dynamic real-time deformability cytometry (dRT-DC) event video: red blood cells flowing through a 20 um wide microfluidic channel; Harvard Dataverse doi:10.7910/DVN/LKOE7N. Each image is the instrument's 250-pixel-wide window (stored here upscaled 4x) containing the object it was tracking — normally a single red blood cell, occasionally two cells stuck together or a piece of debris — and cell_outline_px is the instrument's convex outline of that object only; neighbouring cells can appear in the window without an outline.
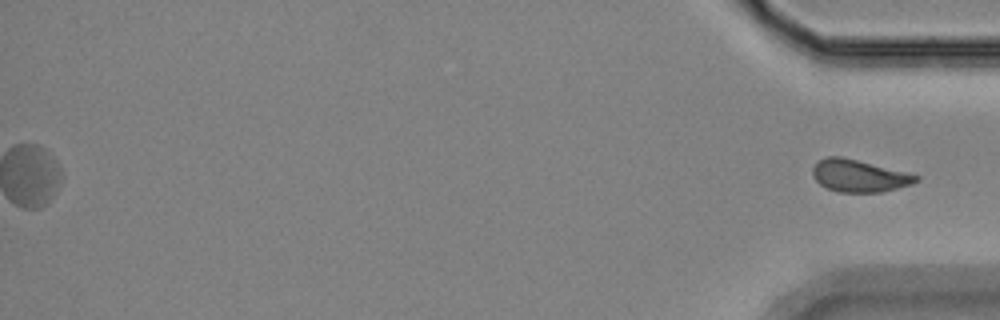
{"species": "Egyptian fruit bat (a non-hibernating species)", "species_latin": "Rousettus aegyptiacus", "temperature_condition": "room temperature", "stored_images_in_passage": 57, "segment_of_instrument_passage": [2, 2], "camera_frame_rate_fps": 3000, "um_per_image_px": 0.085, "animal": {"sex": "female"}, "frame": {"image": 1, "passage_image": 57, "time_ms": 18.667, "image_size_px": [1000, 320], "cell_outline_px": [[920, 180], [912, 184], [880, 192], [840, 192], [824, 188], [812, 176], [812, 168], [820, 160], [828, 156], [840, 156], [920, 176]], "centroid_in_image_um": [72.99, 14.96], "position_along_channel_um": 362.2, "area_um2": 19.13}}